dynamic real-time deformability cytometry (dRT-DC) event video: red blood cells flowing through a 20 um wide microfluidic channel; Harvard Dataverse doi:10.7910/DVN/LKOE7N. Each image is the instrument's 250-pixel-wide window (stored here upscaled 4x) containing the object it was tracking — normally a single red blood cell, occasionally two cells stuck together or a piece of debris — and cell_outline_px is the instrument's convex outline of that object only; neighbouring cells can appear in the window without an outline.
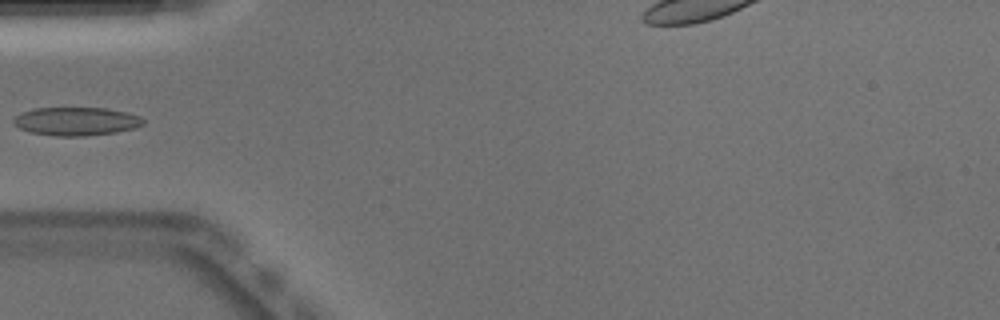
{"species": "Egyptian fruit bat (a non-hibernating species)", "species_latin": "Rousettus aegyptiacus", "temperature_condition": "warm", "stored_images_in_passage": 26, "camera_frame_rate_fps": 3000, "um_per_image_px": 0.085, "animal": {"sex": "male"}, "frame": {"image": 1, "passage_image": 1, "time_ms": 0.0, "image_size_px": [1000, 320], "cell_outline_px": [[144, 124], [136, 128], [116, 132], [84, 136], [56, 136], [32, 132], [20, 128], [12, 124], [12, 120], [20, 112], [36, 108], [108, 108], [128, 112], [140, 116], [144, 120]], "centroid_in_image_um": [6.5, 10.31], "position_along_channel_um": 78.5, "area_um2": 21.56}}
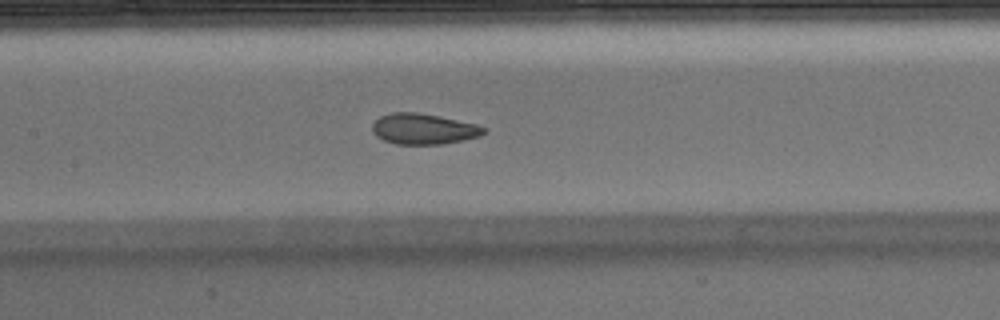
{"frame": {"image": 2, "passage_image": 8, "time_ms": 2.333, "image_size_px": [1000, 320], "cell_outline_px": [[488, 132], [480, 136], [440, 144], [396, 144], [384, 140], [376, 136], [372, 132], [372, 124], [380, 116], [392, 112], [416, 112], [440, 116], [476, 124], [488, 128]], "centroid_in_image_um": [36.01, 10.95], "position_along_channel_um": 171.4, "area_um2": 20.0}}
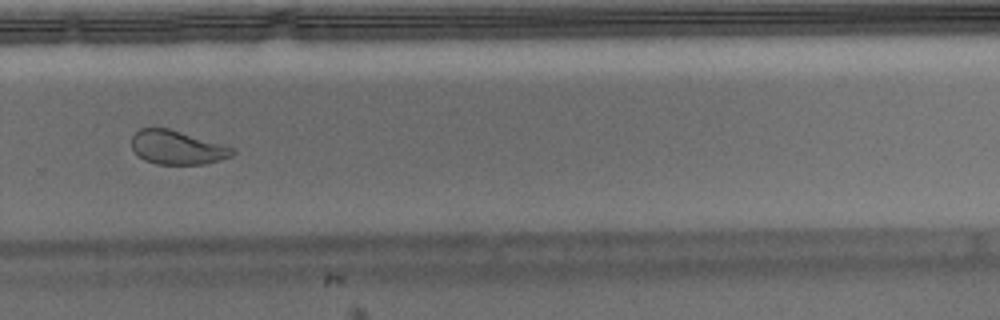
{"frame": {"image": 3, "passage_image": 19, "time_ms": 6.0, "image_size_px": [1000, 320], "cell_outline_px": [[236, 152], [232, 156], [220, 160], [204, 164], [156, 164], [144, 160], [132, 148], [132, 136], [140, 128], [168, 128], [236, 148]], "centroid_in_image_um": [15.09, 12.54], "position_along_channel_um": 314.7, "area_um2": 19.83}}